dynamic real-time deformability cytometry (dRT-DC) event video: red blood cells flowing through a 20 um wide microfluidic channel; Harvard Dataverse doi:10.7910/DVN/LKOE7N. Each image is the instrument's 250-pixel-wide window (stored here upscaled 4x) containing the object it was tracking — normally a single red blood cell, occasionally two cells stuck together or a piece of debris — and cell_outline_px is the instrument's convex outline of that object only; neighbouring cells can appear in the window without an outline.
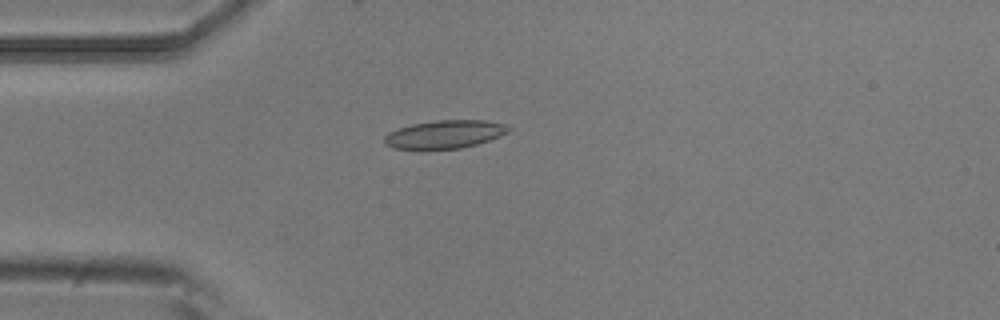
{"species": "common noctule bat (a hibernating species)", "species_latin": "Nyctalus noctula", "temperature_condition": "room temperature", "stored_images_in_passage": 4, "camera_frame_rate_fps": 3000, "um_per_image_px": 0.085, "animal": {"sex": "male", "body_mass_g": 20.5, "forearm_length_mm": 52.5}, "frame": {"image": 1, "passage_image": 4, "time_ms": 1.0, "image_size_px": [1000, 320], "cell_outline_px": [[512, 128], [508, 132], [500, 136], [476, 144], [460, 148], [424, 152], [392, 148], [384, 144], [384, 136], [388, 132], [412, 124], [436, 120], [484, 120], [504, 124]], "centroid_in_image_um": [37.73, 11.46], "position_along_channel_um": 47.3, "area_um2": 21.04}}